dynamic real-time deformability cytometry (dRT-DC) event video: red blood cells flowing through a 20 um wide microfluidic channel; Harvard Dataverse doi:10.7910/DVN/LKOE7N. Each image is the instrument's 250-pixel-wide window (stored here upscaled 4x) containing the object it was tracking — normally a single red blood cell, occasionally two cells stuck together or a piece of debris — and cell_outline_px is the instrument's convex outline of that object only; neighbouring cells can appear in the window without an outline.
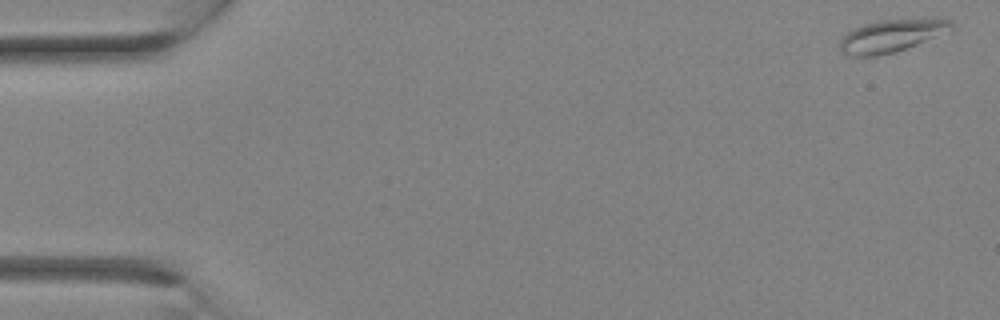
{"species": "Egyptian fruit bat (a non-hibernating species)", "species_latin": "Rousettus aegyptiacus", "temperature_condition": "room temperature", "stored_images_in_passage": 15, "camera_frame_rate_fps": 3000, "um_per_image_px": 0.085, "animal": {"sex": "female"}, "frame": {"image": 1, "passage_image": 1, "time_ms": 0.0, "image_size_px": [1000, 320], "cell_outline_px": [[956, 24], [952, 28], [916, 44], [896, 52], [876, 56], [852, 56], [840, 52], [840, 40], [848, 32], [864, 24], [880, 20], [948, 20]], "centroid_in_image_um": [75.67, 3.07], "position_along_channel_um": 9.3, "area_um2": 20.29}}
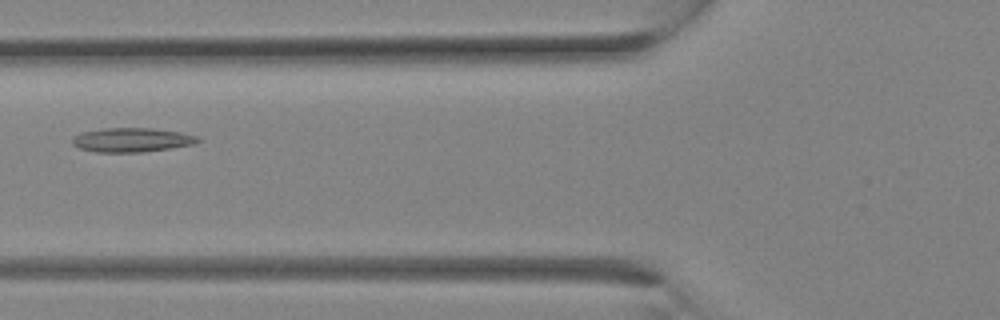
{"frame": {"image": 2, "passage_image": 12, "time_ms": 3.667, "image_size_px": [1000, 320], "cell_outline_px": [[204, 140], [196, 144], [144, 152], [96, 152], [80, 148], [72, 144], [72, 136], [84, 132], [104, 128], [152, 128], [180, 132], [196, 136]], "centroid_in_image_um": [11.24, 11.89], "position_along_channel_um": 114.6, "area_um2": 17.74}}
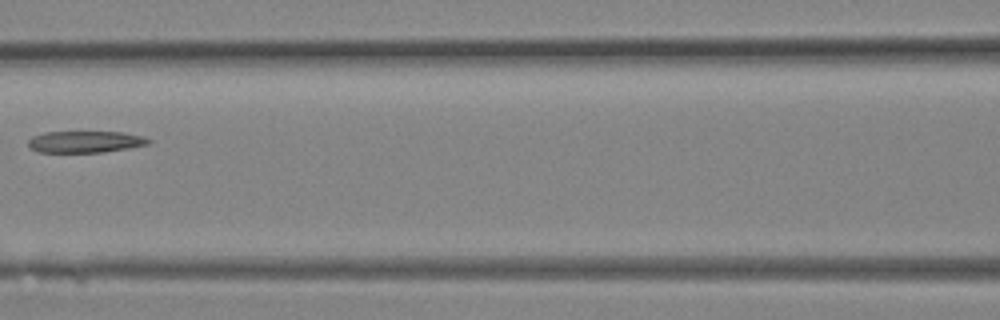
{"frame": {"image": 3, "passage_image": 14, "time_ms": 4.333, "image_size_px": [1000, 320], "cell_outline_px": [[152, 140], [148, 144], [128, 148], [104, 152], [36, 152], [28, 144], [28, 140], [32, 136], [44, 132], [124, 132], [144, 136]], "centroid_in_image_um": [7.25, 12.04], "position_along_channel_um": 159.3, "area_um2": 15.2}}